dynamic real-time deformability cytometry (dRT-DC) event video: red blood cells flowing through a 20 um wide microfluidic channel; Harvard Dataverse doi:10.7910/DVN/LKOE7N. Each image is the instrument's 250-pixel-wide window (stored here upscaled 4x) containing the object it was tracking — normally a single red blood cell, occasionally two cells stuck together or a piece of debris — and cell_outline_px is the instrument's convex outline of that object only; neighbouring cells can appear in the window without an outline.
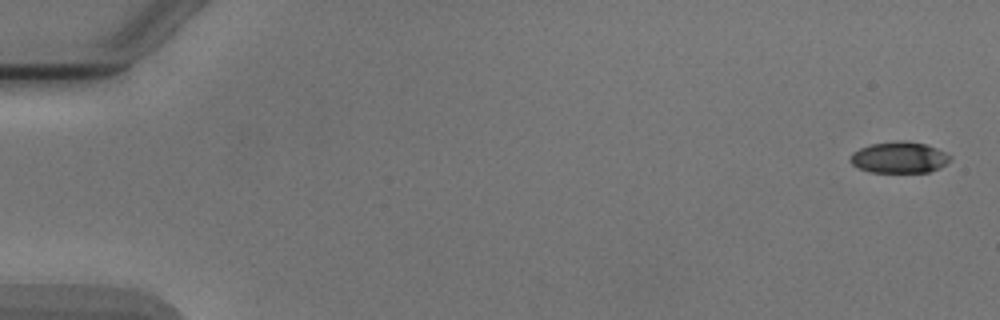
{"species": "Egyptian fruit bat (a non-hibernating species)", "species_latin": "Rousettus aegyptiacus", "temperature_condition": "cold", "stored_images_in_passage": 5, "camera_frame_rate_fps": 3000, "um_per_image_px": 0.085, "animal": {"sex": "male"}, "frame": {"image": 1, "passage_image": 1, "time_ms": 0.0, "image_size_px": [1000, 320], "cell_outline_px": [[952, 156], [940, 168], [928, 172], [872, 172], [860, 168], [852, 164], [848, 160], [852, 152], [860, 148], [872, 144], [896, 140], [908, 140], [928, 144]], "centroid_in_image_um": [76.42, 13.36], "position_along_channel_um": 8.6, "area_um2": 18.26}}
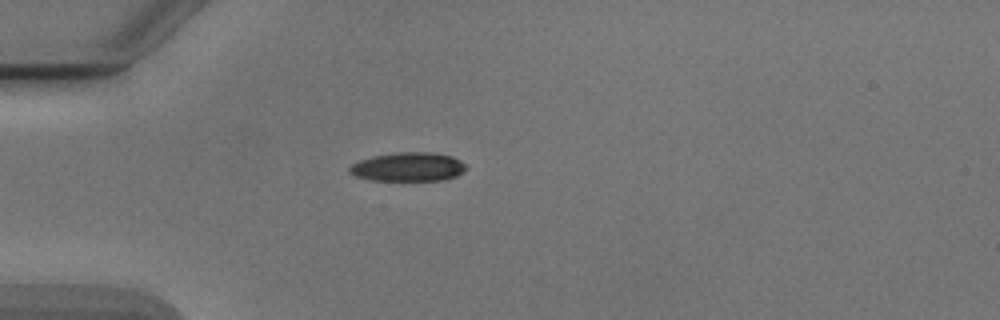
{"frame": {"image": 2, "passage_image": 4, "time_ms": 4.667, "image_size_px": [1000, 320], "cell_outline_px": [[468, 168], [464, 172], [456, 176], [444, 180], [372, 180], [356, 176], [348, 172], [348, 168], [352, 164], [360, 160], [372, 156], [400, 152], [432, 152], [452, 156], [460, 160]], "centroid_in_image_um": [34.71, 14.18], "position_along_channel_um": 50.3, "area_um2": 19.65}}